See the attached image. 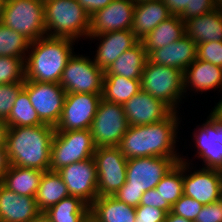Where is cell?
Instances as JSON below:
<instances>
[{"mask_svg": "<svg viewBox=\"0 0 222 222\" xmlns=\"http://www.w3.org/2000/svg\"><path fill=\"white\" fill-rule=\"evenodd\" d=\"M165 222H192L190 220L185 219L184 217L175 215L171 211L166 214Z\"/></svg>", "mask_w": 222, "mask_h": 222, "instance_id": "48", "label": "cell"}, {"mask_svg": "<svg viewBox=\"0 0 222 222\" xmlns=\"http://www.w3.org/2000/svg\"><path fill=\"white\" fill-rule=\"evenodd\" d=\"M23 89L43 124L55 127L60 120L66 92L59 83L25 80Z\"/></svg>", "mask_w": 222, "mask_h": 222, "instance_id": "12", "label": "cell"}, {"mask_svg": "<svg viewBox=\"0 0 222 222\" xmlns=\"http://www.w3.org/2000/svg\"><path fill=\"white\" fill-rule=\"evenodd\" d=\"M217 142L222 145V122L216 120Z\"/></svg>", "mask_w": 222, "mask_h": 222, "instance_id": "50", "label": "cell"}, {"mask_svg": "<svg viewBox=\"0 0 222 222\" xmlns=\"http://www.w3.org/2000/svg\"><path fill=\"white\" fill-rule=\"evenodd\" d=\"M216 9L214 0H188L186 9L179 17L186 22L187 20L207 14Z\"/></svg>", "mask_w": 222, "mask_h": 222, "instance_id": "39", "label": "cell"}, {"mask_svg": "<svg viewBox=\"0 0 222 222\" xmlns=\"http://www.w3.org/2000/svg\"><path fill=\"white\" fill-rule=\"evenodd\" d=\"M195 222H222V199L203 205Z\"/></svg>", "mask_w": 222, "mask_h": 222, "instance_id": "41", "label": "cell"}, {"mask_svg": "<svg viewBox=\"0 0 222 222\" xmlns=\"http://www.w3.org/2000/svg\"><path fill=\"white\" fill-rule=\"evenodd\" d=\"M172 14L162 0L135 4L131 30L141 40Z\"/></svg>", "mask_w": 222, "mask_h": 222, "instance_id": "23", "label": "cell"}, {"mask_svg": "<svg viewBox=\"0 0 222 222\" xmlns=\"http://www.w3.org/2000/svg\"><path fill=\"white\" fill-rule=\"evenodd\" d=\"M140 81L142 91L161 100L173 112H178L180 100L182 101V97L184 98L182 71L152 63L148 59Z\"/></svg>", "mask_w": 222, "mask_h": 222, "instance_id": "7", "label": "cell"}, {"mask_svg": "<svg viewBox=\"0 0 222 222\" xmlns=\"http://www.w3.org/2000/svg\"><path fill=\"white\" fill-rule=\"evenodd\" d=\"M25 81V59L0 56V84L23 83Z\"/></svg>", "mask_w": 222, "mask_h": 222, "instance_id": "35", "label": "cell"}, {"mask_svg": "<svg viewBox=\"0 0 222 222\" xmlns=\"http://www.w3.org/2000/svg\"><path fill=\"white\" fill-rule=\"evenodd\" d=\"M141 90V81L119 75H104L102 99L124 105Z\"/></svg>", "mask_w": 222, "mask_h": 222, "instance_id": "30", "label": "cell"}, {"mask_svg": "<svg viewBox=\"0 0 222 222\" xmlns=\"http://www.w3.org/2000/svg\"><path fill=\"white\" fill-rule=\"evenodd\" d=\"M6 148H0V183L9 167Z\"/></svg>", "mask_w": 222, "mask_h": 222, "instance_id": "45", "label": "cell"}, {"mask_svg": "<svg viewBox=\"0 0 222 222\" xmlns=\"http://www.w3.org/2000/svg\"><path fill=\"white\" fill-rule=\"evenodd\" d=\"M197 132H193L197 157H201L204 168L217 169L222 171V145L217 142L216 119L211 115L201 125Z\"/></svg>", "mask_w": 222, "mask_h": 222, "instance_id": "21", "label": "cell"}, {"mask_svg": "<svg viewBox=\"0 0 222 222\" xmlns=\"http://www.w3.org/2000/svg\"><path fill=\"white\" fill-rule=\"evenodd\" d=\"M113 0H77L85 12L92 17L98 10L107 7Z\"/></svg>", "mask_w": 222, "mask_h": 222, "instance_id": "42", "label": "cell"}, {"mask_svg": "<svg viewBox=\"0 0 222 222\" xmlns=\"http://www.w3.org/2000/svg\"><path fill=\"white\" fill-rule=\"evenodd\" d=\"M196 59L222 67V41H209L198 44Z\"/></svg>", "mask_w": 222, "mask_h": 222, "instance_id": "37", "label": "cell"}, {"mask_svg": "<svg viewBox=\"0 0 222 222\" xmlns=\"http://www.w3.org/2000/svg\"><path fill=\"white\" fill-rule=\"evenodd\" d=\"M179 113L172 112L166 119L154 124L129 126L118 145L126 159L137 157H169L178 163L182 157L175 144L180 124Z\"/></svg>", "mask_w": 222, "mask_h": 222, "instance_id": "1", "label": "cell"}, {"mask_svg": "<svg viewBox=\"0 0 222 222\" xmlns=\"http://www.w3.org/2000/svg\"><path fill=\"white\" fill-rule=\"evenodd\" d=\"M214 1L216 9L222 11V0H214Z\"/></svg>", "mask_w": 222, "mask_h": 222, "instance_id": "51", "label": "cell"}, {"mask_svg": "<svg viewBox=\"0 0 222 222\" xmlns=\"http://www.w3.org/2000/svg\"><path fill=\"white\" fill-rule=\"evenodd\" d=\"M183 161V194L191 197L202 205H207L222 198V171L202 167L187 175L190 162L185 158ZM188 168V169H187ZM185 174V175H184Z\"/></svg>", "mask_w": 222, "mask_h": 222, "instance_id": "14", "label": "cell"}, {"mask_svg": "<svg viewBox=\"0 0 222 222\" xmlns=\"http://www.w3.org/2000/svg\"><path fill=\"white\" fill-rule=\"evenodd\" d=\"M176 162L169 157L127 159L126 182L114 195L127 205L138 207L145 191L156 188Z\"/></svg>", "mask_w": 222, "mask_h": 222, "instance_id": "4", "label": "cell"}, {"mask_svg": "<svg viewBox=\"0 0 222 222\" xmlns=\"http://www.w3.org/2000/svg\"><path fill=\"white\" fill-rule=\"evenodd\" d=\"M185 31L197 45L209 41H222V11L215 9L187 20Z\"/></svg>", "mask_w": 222, "mask_h": 222, "instance_id": "24", "label": "cell"}, {"mask_svg": "<svg viewBox=\"0 0 222 222\" xmlns=\"http://www.w3.org/2000/svg\"><path fill=\"white\" fill-rule=\"evenodd\" d=\"M9 128L43 125L38 117L28 93L22 89L17 95L9 116L5 120Z\"/></svg>", "mask_w": 222, "mask_h": 222, "instance_id": "33", "label": "cell"}, {"mask_svg": "<svg viewBox=\"0 0 222 222\" xmlns=\"http://www.w3.org/2000/svg\"><path fill=\"white\" fill-rule=\"evenodd\" d=\"M0 22L36 41L46 35L44 0H3Z\"/></svg>", "mask_w": 222, "mask_h": 222, "instance_id": "6", "label": "cell"}, {"mask_svg": "<svg viewBox=\"0 0 222 222\" xmlns=\"http://www.w3.org/2000/svg\"><path fill=\"white\" fill-rule=\"evenodd\" d=\"M134 7L132 0H113L90 17L89 35L131 29Z\"/></svg>", "mask_w": 222, "mask_h": 222, "instance_id": "16", "label": "cell"}, {"mask_svg": "<svg viewBox=\"0 0 222 222\" xmlns=\"http://www.w3.org/2000/svg\"><path fill=\"white\" fill-rule=\"evenodd\" d=\"M204 92L216 88L222 89V67L210 62L195 59L183 72V91L187 89ZM193 87V88H192Z\"/></svg>", "mask_w": 222, "mask_h": 222, "instance_id": "22", "label": "cell"}, {"mask_svg": "<svg viewBox=\"0 0 222 222\" xmlns=\"http://www.w3.org/2000/svg\"><path fill=\"white\" fill-rule=\"evenodd\" d=\"M123 108L129 126L158 123L173 112L161 100L142 90L128 100Z\"/></svg>", "mask_w": 222, "mask_h": 222, "instance_id": "17", "label": "cell"}, {"mask_svg": "<svg viewBox=\"0 0 222 222\" xmlns=\"http://www.w3.org/2000/svg\"><path fill=\"white\" fill-rule=\"evenodd\" d=\"M148 54L139 41L131 49L120 55L113 64L105 70V75H119L129 79L141 80L142 72Z\"/></svg>", "mask_w": 222, "mask_h": 222, "instance_id": "28", "label": "cell"}, {"mask_svg": "<svg viewBox=\"0 0 222 222\" xmlns=\"http://www.w3.org/2000/svg\"><path fill=\"white\" fill-rule=\"evenodd\" d=\"M46 35L77 40L89 37L90 16L77 0H44Z\"/></svg>", "mask_w": 222, "mask_h": 222, "instance_id": "5", "label": "cell"}, {"mask_svg": "<svg viewBox=\"0 0 222 222\" xmlns=\"http://www.w3.org/2000/svg\"><path fill=\"white\" fill-rule=\"evenodd\" d=\"M135 217V207L114 196L98 197L90 206V219L93 222H135Z\"/></svg>", "mask_w": 222, "mask_h": 222, "instance_id": "25", "label": "cell"}, {"mask_svg": "<svg viewBox=\"0 0 222 222\" xmlns=\"http://www.w3.org/2000/svg\"><path fill=\"white\" fill-rule=\"evenodd\" d=\"M210 115L217 121L222 122V99L216 104V106L213 108V111H211Z\"/></svg>", "mask_w": 222, "mask_h": 222, "instance_id": "47", "label": "cell"}, {"mask_svg": "<svg viewBox=\"0 0 222 222\" xmlns=\"http://www.w3.org/2000/svg\"><path fill=\"white\" fill-rule=\"evenodd\" d=\"M23 87L24 82L0 84V119H7L14 105L15 99Z\"/></svg>", "mask_w": 222, "mask_h": 222, "instance_id": "36", "label": "cell"}, {"mask_svg": "<svg viewBox=\"0 0 222 222\" xmlns=\"http://www.w3.org/2000/svg\"><path fill=\"white\" fill-rule=\"evenodd\" d=\"M162 197V210L169 213L183 195V161L176 163L155 188Z\"/></svg>", "mask_w": 222, "mask_h": 222, "instance_id": "32", "label": "cell"}, {"mask_svg": "<svg viewBox=\"0 0 222 222\" xmlns=\"http://www.w3.org/2000/svg\"><path fill=\"white\" fill-rule=\"evenodd\" d=\"M140 205L162 209V197L155 188L150 189L143 193Z\"/></svg>", "mask_w": 222, "mask_h": 222, "instance_id": "43", "label": "cell"}, {"mask_svg": "<svg viewBox=\"0 0 222 222\" xmlns=\"http://www.w3.org/2000/svg\"><path fill=\"white\" fill-rule=\"evenodd\" d=\"M40 213L35 197L21 196L0 183V222H29Z\"/></svg>", "mask_w": 222, "mask_h": 222, "instance_id": "20", "label": "cell"}, {"mask_svg": "<svg viewBox=\"0 0 222 222\" xmlns=\"http://www.w3.org/2000/svg\"><path fill=\"white\" fill-rule=\"evenodd\" d=\"M172 15H180L187 7L188 0H162Z\"/></svg>", "mask_w": 222, "mask_h": 222, "instance_id": "44", "label": "cell"}, {"mask_svg": "<svg viewBox=\"0 0 222 222\" xmlns=\"http://www.w3.org/2000/svg\"><path fill=\"white\" fill-rule=\"evenodd\" d=\"M57 173L67 186L70 196L80 198L88 206L98 198V178L93 157L66 165L57 170Z\"/></svg>", "mask_w": 222, "mask_h": 222, "instance_id": "15", "label": "cell"}, {"mask_svg": "<svg viewBox=\"0 0 222 222\" xmlns=\"http://www.w3.org/2000/svg\"><path fill=\"white\" fill-rule=\"evenodd\" d=\"M93 159L98 178V197L114 196L126 182V157L118 146H100L96 147Z\"/></svg>", "mask_w": 222, "mask_h": 222, "instance_id": "9", "label": "cell"}, {"mask_svg": "<svg viewBox=\"0 0 222 222\" xmlns=\"http://www.w3.org/2000/svg\"><path fill=\"white\" fill-rule=\"evenodd\" d=\"M30 41L23 35L0 22V56L26 59Z\"/></svg>", "mask_w": 222, "mask_h": 222, "instance_id": "34", "label": "cell"}, {"mask_svg": "<svg viewBox=\"0 0 222 222\" xmlns=\"http://www.w3.org/2000/svg\"><path fill=\"white\" fill-rule=\"evenodd\" d=\"M88 38L100 39L98 50L94 56V62L104 71L108 69L123 52L131 49L140 41L131 29L89 35Z\"/></svg>", "mask_w": 222, "mask_h": 222, "instance_id": "18", "label": "cell"}, {"mask_svg": "<svg viewBox=\"0 0 222 222\" xmlns=\"http://www.w3.org/2000/svg\"><path fill=\"white\" fill-rule=\"evenodd\" d=\"M101 100L102 93H66L55 131L90 129Z\"/></svg>", "mask_w": 222, "mask_h": 222, "instance_id": "13", "label": "cell"}, {"mask_svg": "<svg viewBox=\"0 0 222 222\" xmlns=\"http://www.w3.org/2000/svg\"><path fill=\"white\" fill-rule=\"evenodd\" d=\"M52 222H87L90 206L77 197L69 196L44 212Z\"/></svg>", "mask_w": 222, "mask_h": 222, "instance_id": "31", "label": "cell"}, {"mask_svg": "<svg viewBox=\"0 0 222 222\" xmlns=\"http://www.w3.org/2000/svg\"><path fill=\"white\" fill-rule=\"evenodd\" d=\"M8 129V123L5 120L0 119V148H6Z\"/></svg>", "mask_w": 222, "mask_h": 222, "instance_id": "46", "label": "cell"}, {"mask_svg": "<svg viewBox=\"0 0 222 222\" xmlns=\"http://www.w3.org/2000/svg\"><path fill=\"white\" fill-rule=\"evenodd\" d=\"M135 222H165L166 212L160 208L139 205L135 208Z\"/></svg>", "mask_w": 222, "mask_h": 222, "instance_id": "40", "label": "cell"}, {"mask_svg": "<svg viewBox=\"0 0 222 222\" xmlns=\"http://www.w3.org/2000/svg\"><path fill=\"white\" fill-rule=\"evenodd\" d=\"M96 146L90 129L55 131L50 155V171L92 158Z\"/></svg>", "mask_w": 222, "mask_h": 222, "instance_id": "8", "label": "cell"}, {"mask_svg": "<svg viewBox=\"0 0 222 222\" xmlns=\"http://www.w3.org/2000/svg\"><path fill=\"white\" fill-rule=\"evenodd\" d=\"M129 125L123 105L101 100L90 127L96 147L118 146Z\"/></svg>", "mask_w": 222, "mask_h": 222, "instance_id": "11", "label": "cell"}, {"mask_svg": "<svg viewBox=\"0 0 222 222\" xmlns=\"http://www.w3.org/2000/svg\"><path fill=\"white\" fill-rule=\"evenodd\" d=\"M197 44L187 35L170 45L154 49L148 54V59L155 64L173 67L184 72L196 59Z\"/></svg>", "mask_w": 222, "mask_h": 222, "instance_id": "19", "label": "cell"}, {"mask_svg": "<svg viewBox=\"0 0 222 222\" xmlns=\"http://www.w3.org/2000/svg\"><path fill=\"white\" fill-rule=\"evenodd\" d=\"M74 42L70 38L48 35L32 41L31 51L25 59V80L59 83L68 59L74 53Z\"/></svg>", "mask_w": 222, "mask_h": 222, "instance_id": "3", "label": "cell"}, {"mask_svg": "<svg viewBox=\"0 0 222 222\" xmlns=\"http://www.w3.org/2000/svg\"><path fill=\"white\" fill-rule=\"evenodd\" d=\"M43 171L9 165L1 184L21 196L35 197Z\"/></svg>", "mask_w": 222, "mask_h": 222, "instance_id": "27", "label": "cell"}, {"mask_svg": "<svg viewBox=\"0 0 222 222\" xmlns=\"http://www.w3.org/2000/svg\"><path fill=\"white\" fill-rule=\"evenodd\" d=\"M54 133L55 127L48 124L9 128L6 139L9 164L49 171Z\"/></svg>", "mask_w": 222, "mask_h": 222, "instance_id": "2", "label": "cell"}, {"mask_svg": "<svg viewBox=\"0 0 222 222\" xmlns=\"http://www.w3.org/2000/svg\"><path fill=\"white\" fill-rule=\"evenodd\" d=\"M185 35V22L178 15H172L162 21L140 41L147 54H149L152 50L170 45Z\"/></svg>", "mask_w": 222, "mask_h": 222, "instance_id": "26", "label": "cell"}, {"mask_svg": "<svg viewBox=\"0 0 222 222\" xmlns=\"http://www.w3.org/2000/svg\"><path fill=\"white\" fill-rule=\"evenodd\" d=\"M29 222H52V220L44 212H41L37 217Z\"/></svg>", "mask_w": 222, "mask_h": 222, "instance_id": "49", "label": "cell"}, {"mask_svg": "<svg viewBox=\"0 0 222 222\" xmlns=\"http://www.w3.org/2000/svg\"><path fill=\"white\" fill-rule=\"evenodd\" d=\"M202 206L203 205L197 200L183 194L180 199L172 206L171 212L175 215L195 222L196 216L200 212Z\"/></svg>", "mask_w": 222, "mask_h": 222, "instance_id": "38", "label": "cell"}, {"mask_svg": "<svg viewBox=\"0 0 222 222\" xmlns=\"http://www.w3.org/2000/svg\"><path fill=\"white\" fill-rule=\"evenodd\" d=\"M105 71L89 56L73 55L68 59L59 84L66 93H102Z\"/></svg>", "mask_w": 222, "mask_h": 222, "instance_id": "10", "label": "cell"}, {"mask_svg": "<svg viewBox=\"0 0 222 222\" xmlns=\"http://www.w3.org/2000/svg\"><path fill=\"white\" fill-rule=\"evenodd\" d=\"M67 186L57 171L43 172L35 200L41 212L47 211L62 199L69 197Z\"/></svg>", "mask_w": 222, "mask_h": 222, "instance_id": "29", "label": "cell"}, {"mask_svg": "<svg viewBox=\"0 0 222 222\" xmlns=\"http://www.w3.org/2000/svg\"><path fill=\"white\" fill-rule=\"evenodd\" d=\"M135 4H138V3H142V2H145V1H152V0H132Z\"/></svg>", "mask_w": 222, "mask_h": 222, "instance_id": "52", "label": "cell"}, {"mask_svg": "<svg viewBox=\"0 0 222 222\" xmlns=\"http://www.w3.org/2000/svg\"><path fill=\"white\" fill-rule=\"evenodd\" d=\"M3 0H0V20H1V10H2Z\"/></svg>", "mask_w": 222, "mask_h": 222, "instance_id": "53", "label": "cell"}]
</instances>
